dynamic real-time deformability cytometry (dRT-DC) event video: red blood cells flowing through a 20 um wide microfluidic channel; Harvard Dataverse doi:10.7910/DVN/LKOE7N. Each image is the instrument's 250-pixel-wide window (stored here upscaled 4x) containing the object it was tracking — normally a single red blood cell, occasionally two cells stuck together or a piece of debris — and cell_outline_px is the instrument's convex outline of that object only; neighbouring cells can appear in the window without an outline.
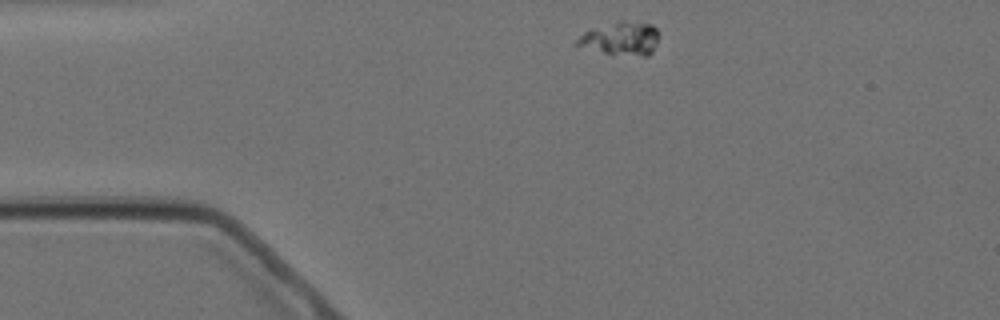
{"species": "Egyptian fruit bat (a non-hibernating species)", "species_latin": "Rousettus aegyptiacus", "temperature_condition": "cold", "stored_images_in_passage": 5, "camera_frame_rate_fps": 3000, "um_per_image_px": 0.085, "animal": {"sex": "female"}, "frame": {"image": 1, "passage_image": 1, "time_ms": 0.0, "image_size_px": [1000, 320], "cell_outline_px": [[656, 44], [652, 52], [648, 56], [612, 56], [576, 44], [576, 40], [584, 32], [592, 28], [616, 24], [652, 24], [656, 28]], "centroid_in_image_um": [52.76, 3.37], "position_along_channel_um": 32.2, "area_um2": 15.2}}
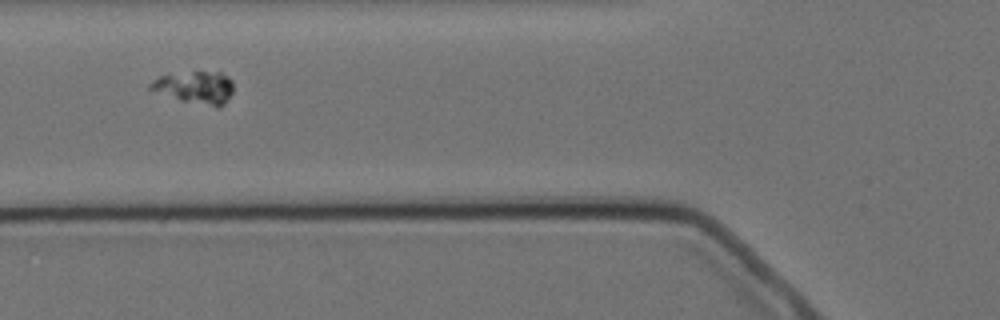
{"frame": {"image": 2, "passage_image": 4, "time_ms": 3.333, "image_size_px": [1000, 320], "cell_outline_px": [[232, 92], [224, 104], [220, 108], [216, 108], [180, 100], [148, 88], [148, 84], [152, 80], [160, 76], [192, 72], [220, 72], [228, 76], [232, 80]], "centroid_in_image_um": [16.62, 7.45], "position_along_channel_um": 109.2, "area_um2": 15.55}}
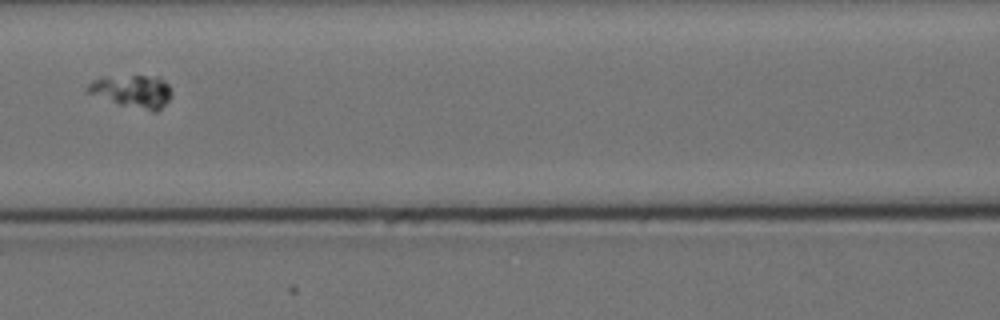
{"frame": {"image": 3, "passage_image": 5, "time_ms": 4.667, "image_size_px": [1000, 320], "cell_outline_px": [[172, 92], [168, 100], [156, 112], [152, 112], [120, 104], [88, 92], [88, 84], [104, 76], [160, 76], [168, 84]], "centroid_in_image_um": [11.32, 7.74], "position_along_channel_um": 155.3, "area_um2": 15.66}}